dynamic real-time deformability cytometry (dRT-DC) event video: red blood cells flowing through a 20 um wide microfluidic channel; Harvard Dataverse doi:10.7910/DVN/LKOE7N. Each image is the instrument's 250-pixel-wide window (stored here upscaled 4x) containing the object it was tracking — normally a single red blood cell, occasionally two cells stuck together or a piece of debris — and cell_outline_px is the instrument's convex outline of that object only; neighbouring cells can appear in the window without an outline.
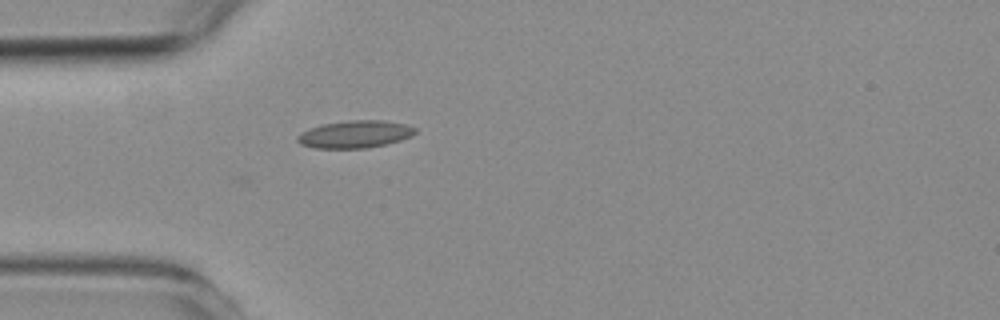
{"species": "common noctule bat (a hibernating species)", "species_latin": "Nyctalus noctula", "temperature_condition": "room temperature", "stored_images_in_passage": 40, "camera_frame_rate_fps": 3000, "um_per_image_px": 0.085, "animal": {"sex": "female", "body_mass_g": 19.3, "forearm_length_mm": 54.1}, "frame": {"image": 1, "passage_image": 1, "time_ms": 0.0, "image_size_px": [1000, 320], "cell_outline_px": [[416, 132], [412, 136], [400, 140], [368, 148], [316, 148], [300, 144], [296, 140], [296, 136], [300, 132], [320, 124], [348, 120], [384, 120], [408, 124], [416, 128]], "centroid_in_image_um": [30.16, 11.4], "position_along_channel_um": 54.8, "area_um2": 19.02}}
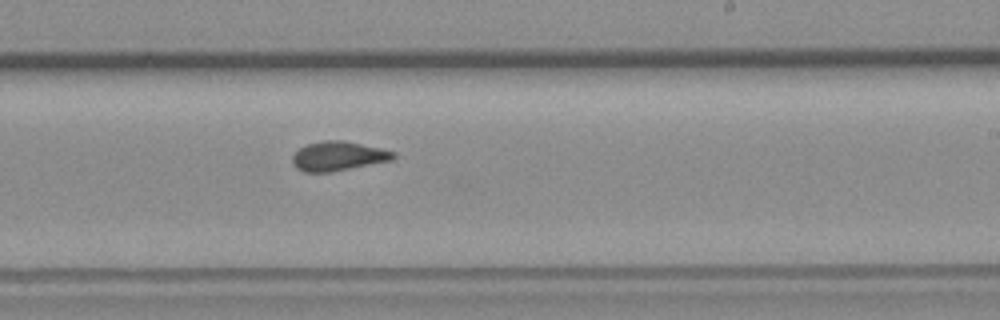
{"frame": {"image": 2, "passage_image": 18, "time_ms": 5.667, "image_size_px": [1000, 320], "cell_outline_px": [[396, 160], [332, 172], [304, 172], [296, 168], [292, 164], [292, 156], [300, 148], [308, 144], [324, 140], [344, 140], [380, 148], [396, 152]], "centroid_in_image_um": [28.79, 13.28], "position_along_channel_um": 260.2, "area_um2": 17.51}}
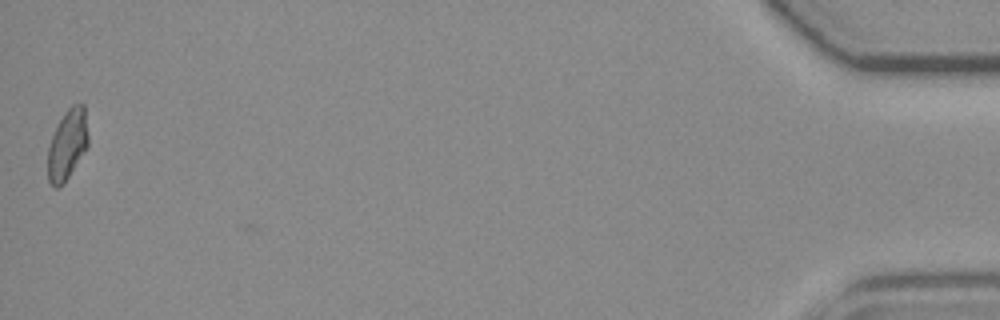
{"frame": {"image": 3, "passage_image": 40, "time_ms": 13.0, "image_size_px": [1000, 320], "cell_outline_px": [[88, 148], [60, 188], [56, 188], [48, 180], [48, 148], [52, 136], [60, 120], [68, 108], [72, 104], [84, 104], [88, 136]], "centroid_in_image_um": [5.74, 12.3], "position_along_channel_um": 429.5, "area_um2": 16.42}, "authors_computed_cell_mechanics": {"area_um2": 16.9354, "velocity_mm_per_s": 3.7159, "shape_relaxation_time_tau1_ms": null, "shape_relaxation_time_tau2_ms": 1.8527, "deformation_change_tau1": null, "deformation_change_tau2": 0.0725}}